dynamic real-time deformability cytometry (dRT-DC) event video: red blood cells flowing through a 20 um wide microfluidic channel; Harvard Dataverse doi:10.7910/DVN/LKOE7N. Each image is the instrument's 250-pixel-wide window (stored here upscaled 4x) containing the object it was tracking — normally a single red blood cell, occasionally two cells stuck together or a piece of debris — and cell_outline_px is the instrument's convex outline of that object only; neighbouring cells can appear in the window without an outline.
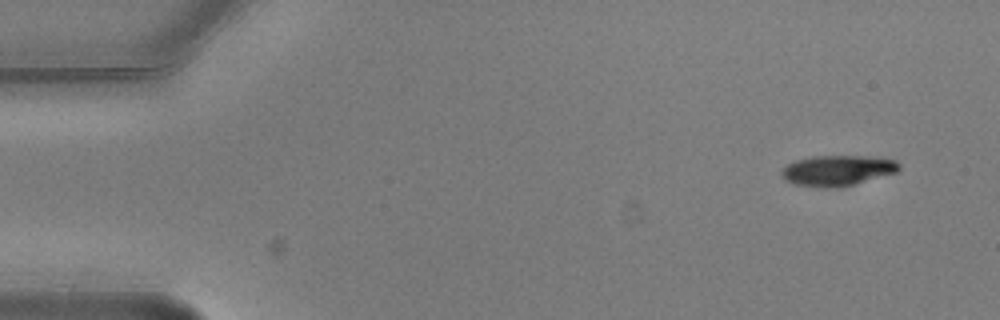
{"species": "common noctule bat (a hibernating species)", "species_latin": "Nyctalus noctula", "temperature_condition": "warm", "stored_images_in_passage": 4, "camera_frame_rate_fps": 3000, "um_per_image_px": 0.085, "animal": {"sex": "male", "body_mass_g": 20.5, "forearm_length_mm": 52.5}, "frame": {"image": 1, "passage_image": 1, "time_ms": 0.0, "image_size_px": [1000, 320], "cell_outline_px": [[900, 168], [896, 172], [840, 188], [824, 188], [792, 184], [784, 180], [780, 172], [788, 164], [796, 160], [812, 156], [868, 156], [896, 160], [900, 164]], "centroid_in_image_um": [71.16, 14.5], "position_along_channel_um": 13.8, "area_um2": 20.98}}
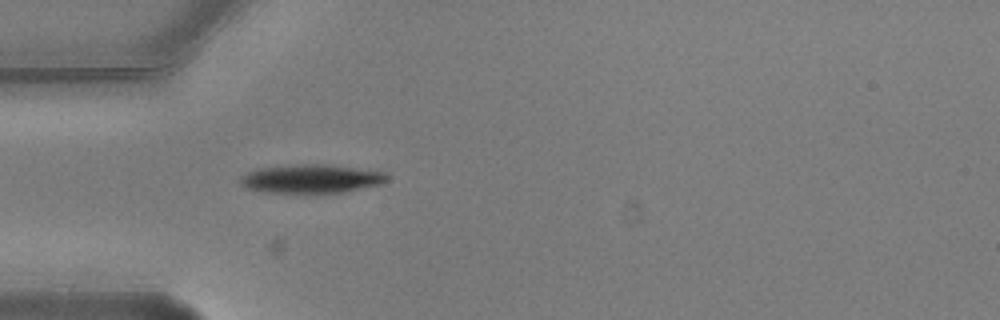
{"frame": {"image": 2, "passage_image": 4, "time_ms": 1.0, "image_size_px": [1000, 320], "cell_outline_px": [[388, 180], [384, 184], [344, 192], [264, 192], [244, 188], [240, 184], [240, 176], [248, 172], [260, 168], [300, 164], [328, 164], [384, 172], [388, 176]], "centroid_in_image_um": [26.47, 15.19], "position_along_channel_um": 58.5, "area_um2": 24.45}}